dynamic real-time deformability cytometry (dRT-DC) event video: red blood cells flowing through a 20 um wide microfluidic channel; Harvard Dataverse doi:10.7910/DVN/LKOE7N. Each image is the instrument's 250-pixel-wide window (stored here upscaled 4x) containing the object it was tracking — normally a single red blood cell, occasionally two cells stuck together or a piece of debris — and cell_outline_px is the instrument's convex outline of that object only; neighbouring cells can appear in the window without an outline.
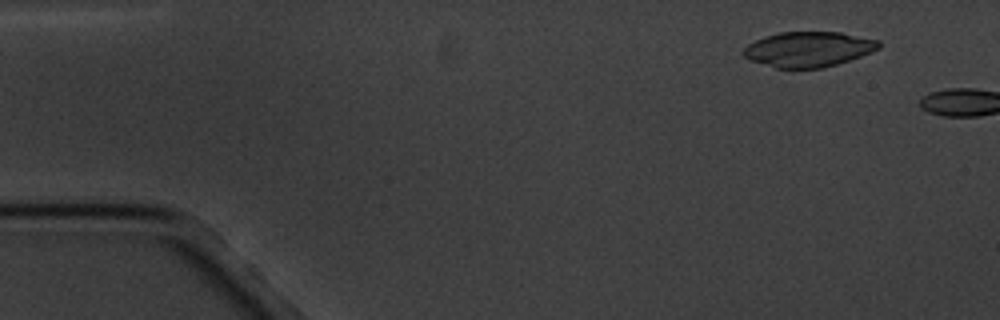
{"species": "common noctule bat (a hibernating species)", "species_latin": "Nyctalus noctula", "temperature_condition": "cold", "stored_images_in_passage": 3, "camera_frame_rate_fps": 3000, "um_per_image_px": 0.085, "animal": {"sex": "male", "body_mass_g": 20.1, "forearm_length_mm": 53.5}, "frame": {"image": 1, "passage_image": 2, "time_ms": 1.333, "image_size_px": [1000, 320], "cell_outline_px": [[880, 48], [860, 56], [824, 68], [776, 68], [748, 60], [740, 52], [748, 44], [764, 36], [780, 32], [840, 32], [880, 40]], "centroid_in_image_um": [68.68, 4.18], "position_along_channel_um": 16.3, "area_um2": 27.8}}